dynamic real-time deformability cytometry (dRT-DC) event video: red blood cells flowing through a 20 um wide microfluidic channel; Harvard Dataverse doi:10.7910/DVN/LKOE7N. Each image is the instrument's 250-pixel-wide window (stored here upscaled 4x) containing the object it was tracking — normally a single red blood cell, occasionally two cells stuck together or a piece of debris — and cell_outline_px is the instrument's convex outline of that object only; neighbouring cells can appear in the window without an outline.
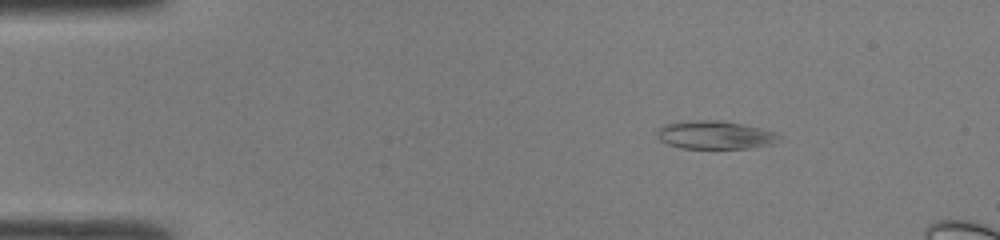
{"species": "common noctule bat (a hibernating species)", "species_latin": "Nyctalus noctula", "temperature_condition": "room temperature", "stored_images_in_passage": 9, "camera_frame_rate_fps": 3000, "um_per_image_px": 0.085, "animal": {"sex": "male", "body_mass_g": 19.0, "forearm_length_mm": 50.8}, "frame": {"image": 1, "passage_image": 1, "time_ms": 0.0, "image_size_px": [1000, 240], "cell_outline_px": [[784, 136], [772, 144], [748, 148], [680, 148], [668, 144], [660, 140], [656, 132], [664, 124], [688, 120], [720, 120], [760, 128], [776, 132]], "centroid_in_image_um": [60.79, 11.47], "position_along_channel_um": 24.2, "area_um2": 20.06}}